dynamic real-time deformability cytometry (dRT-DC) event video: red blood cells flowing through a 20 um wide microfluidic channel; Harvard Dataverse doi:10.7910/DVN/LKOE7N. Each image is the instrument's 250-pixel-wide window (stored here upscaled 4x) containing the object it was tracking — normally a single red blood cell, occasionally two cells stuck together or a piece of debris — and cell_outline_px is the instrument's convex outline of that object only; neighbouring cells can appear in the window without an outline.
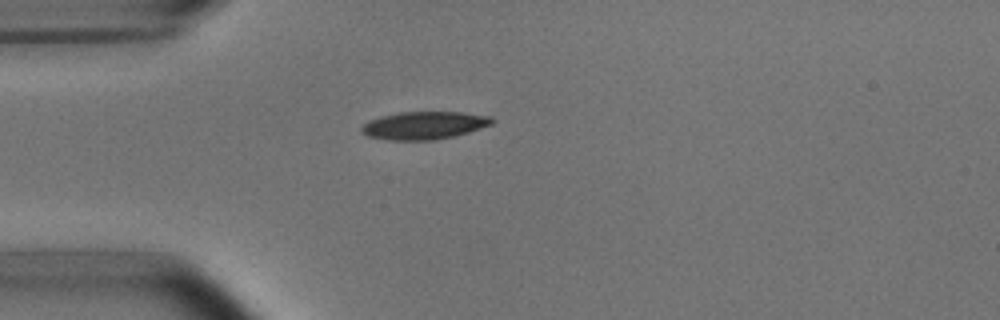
{"species": "common noctule bat (a hibernating species)", "species_latin": "Nyctalus noctula", "temperature_condition": "room temperature", "stored_images_in_passage": 1, "camera_frame_rate_fps": 3000, "um_per_image_px": 0.085, "animal": {"sex": "male", "body_mass_g": 15.6}, "frame": {"image": 1, "passage_image": 1, "time_ms": 0.0, "image_size_px": [1000, 320], "cell_outline_px": [[496, 120], [492, 124], [468, 132], [452, 136], [432, 140], [388, 140], [368, 136], [360, 132], [360, 128], [364, 124], [380, 116], [400, 112], [460, 112], [488, 116]], "centroid_in_image_um": [36.03, 10.66], "position_along_channel_um": 49.0, "area_um2": 20.92}}